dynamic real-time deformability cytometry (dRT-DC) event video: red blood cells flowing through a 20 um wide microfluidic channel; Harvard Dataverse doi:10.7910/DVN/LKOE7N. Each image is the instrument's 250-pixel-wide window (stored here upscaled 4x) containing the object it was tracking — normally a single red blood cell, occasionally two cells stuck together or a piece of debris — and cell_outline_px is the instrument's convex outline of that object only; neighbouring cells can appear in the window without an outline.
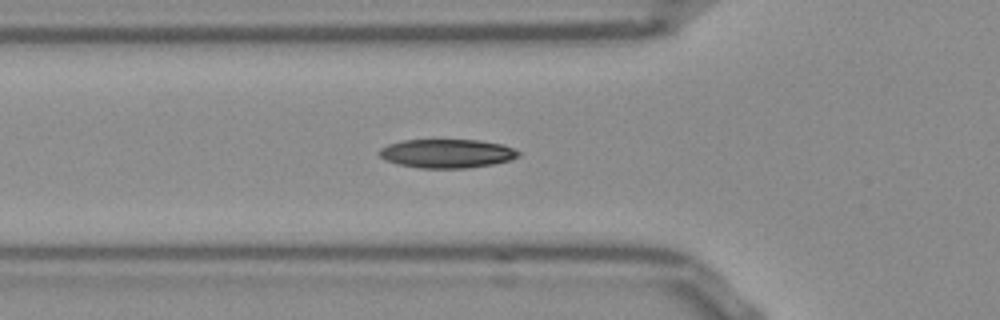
{"species": "Egyptian fruit bat (a non-hibernating species)", "species_latin": "Rousettus aegyptiacus", "temperature_condition": "room temperature", "stored_images_in_passage": 30, "camera_frame_rate_fps": 3000, "um_per_image_px": 0.085, "frame": {"image": 1, "passage_image": 2, "time_ms": 0.333, "image_size_px": [1000, 320], "cell_outline_px": [[520, 156], [508, 160], [492, 164], [468, 168], [420, 168], [396, 164], [380, 156], [376, 152], [380, 148], [388, 144], [404, 140], [480, 140], [504, 144], [520, 152]], "centroid_in_image_um": [37.98, 13.04], "position_along_channel_um": 87.8, "area_um2": 23.41}}
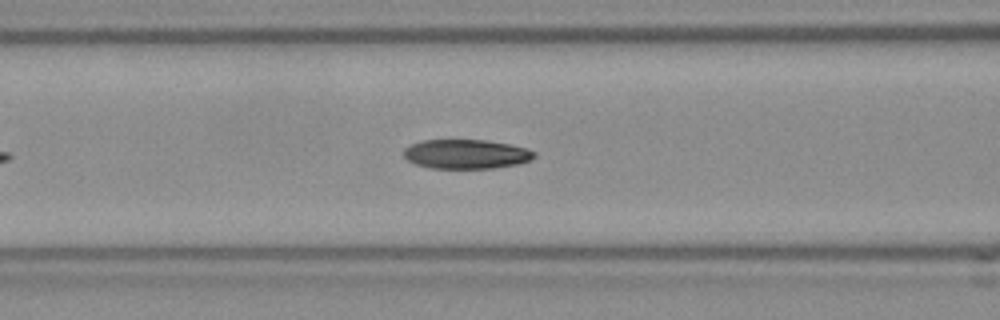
{"frame": {"image": 2, "passage_image": 5, "time_ms": 1.333, "image_size_px": [1000, 320], "cell_outline_px": [[536, 156], [532, 160], [516, 164], [492, 168], [432, 168], [416, 164], [408, 160], [404, 156], [404, 148], [412, 144], [424, 140], [488, 140], [508, 144], [524, 148], [536, 152]], "centroid_in_image_um": [39.63, 13.09], "position_along_channel_um": 127.0, "area_um2": 22.14}}
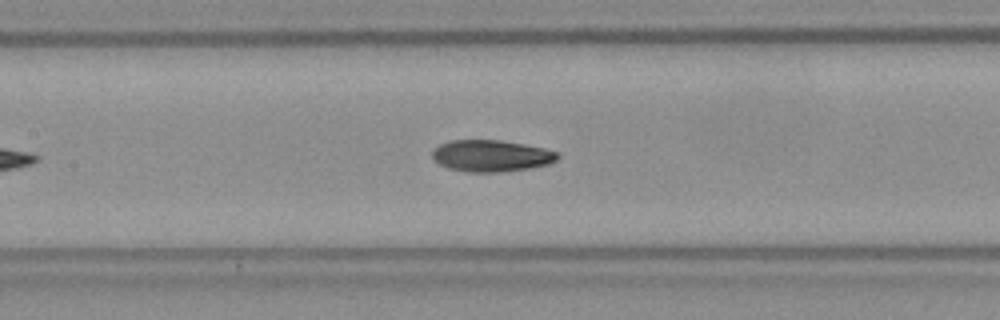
{"frame": {"image": 3, "passage_image": 8, "time_ms": 2.333, "image_size_px": [1000, 320], "cell_outline_px": [[560, 156], [556, 160], [548, 164], [532, 168], [500, 172], [468, 172], [448, 168], [440, 164], [432, 156], [432, 152], [440, 144], [452, 140], [500, 140], [524, 144], [544, 148], [556, 152]], "centroid_in_image_um": [41.77, 13.25], "position_along_channel_um": 165.6, "area_um2": 23.0}}